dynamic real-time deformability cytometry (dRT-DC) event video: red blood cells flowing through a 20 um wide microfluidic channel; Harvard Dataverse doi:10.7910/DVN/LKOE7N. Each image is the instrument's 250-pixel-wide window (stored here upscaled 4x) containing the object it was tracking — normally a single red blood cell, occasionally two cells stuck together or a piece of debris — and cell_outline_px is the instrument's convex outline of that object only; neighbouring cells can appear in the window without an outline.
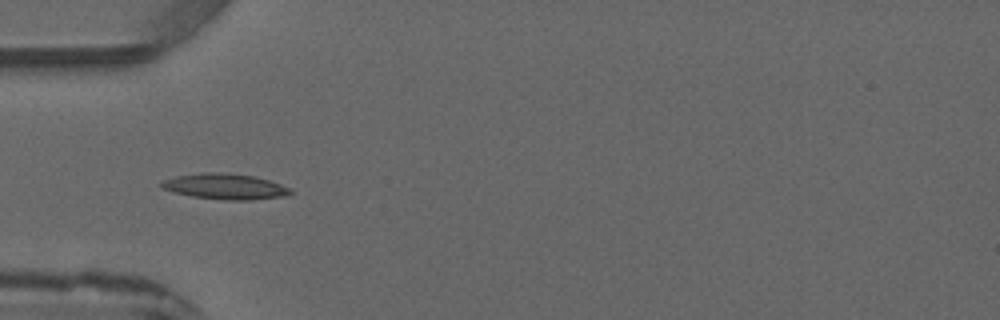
{"species": "common noctule bat (a hibernating species)", "species_latin": "Nyctalus noctula", "temperature_condition": "warm", "stored_images_in_passage": 4, "camera_frame_rate_fps": 3000, "um_per_image_px": 0.085, "animal": {"sex": "male", "forearm_length_mm": 52.5}, "frame": {"image": 1, "passage_image": 3, "time_ms": 4.0, "image_size_px": [1000, 320], "cell_outline_px": [[292, 192], [284, 196], [252, 200], [228, 200], [192, 196], [172, 192], [160, 188], [160, 180], [176, 176], [204, 172], [216, 172], [252, 176], [268, 180], [292, 188]], "centroid_in_image_um": [19.08, 15.85], "position_along_channel_um": 65.9, "area_um2": 19.25}}
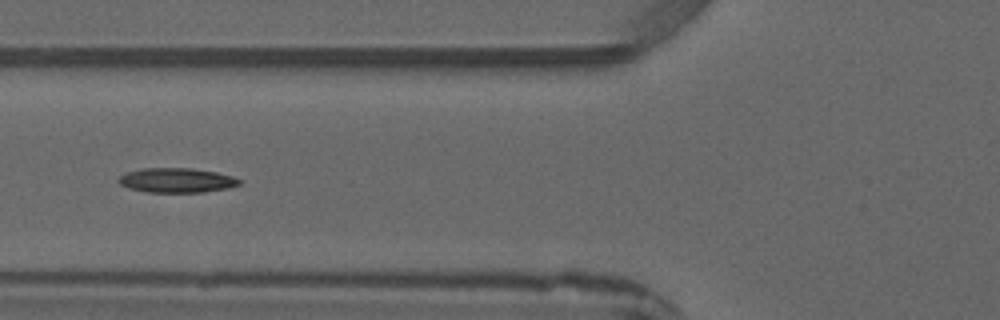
{"frame": {"image": 2, "passage_image": 4, "time_ms": 5.0, "image_size_px": [1000, 320], "cell_outline_px": [[240, 184], [228, 188], [204, 192], [148, 192], [128, 188], [120, 184], [116, 180], [120, 176], [128, 172], [140, 168], [192, 168], [216, 172], [232, 176], [240, 180]], "centroid_in_image_um": [14.99, 15.32], "position_along_channel_um": 110.8, "area_um2": 17.28}}